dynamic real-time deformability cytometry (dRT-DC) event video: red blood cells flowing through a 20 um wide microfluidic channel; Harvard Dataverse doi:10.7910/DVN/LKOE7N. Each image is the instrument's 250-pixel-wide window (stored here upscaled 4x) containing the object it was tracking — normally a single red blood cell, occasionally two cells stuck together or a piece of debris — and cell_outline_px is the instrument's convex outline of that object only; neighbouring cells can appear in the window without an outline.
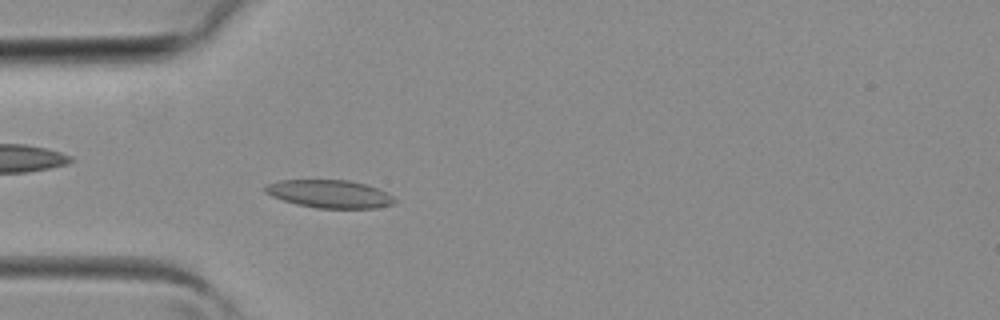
{"species": "common noctule bat (a hibernating species)", "species_latin": "Nyctalus noctula", "temperature_condition": "room temperature", "stored_images_in_passage": 2, "camera_frame_rate_fps": 3000, "um_per_image_px": 0.085, "animal": {"sex": "female", "body_mass_g": 19.3, "forearm_length_mm": 54.1}, "frame": {"image": 1, "passage_image": 2, "time_ms": 0.333, "image_size_px": [1000, 320], "cell_outline_px": [[396, 204], [376, 208], [316, 208], [296, 204], [272, 196], [264, 192], [264, 184], [280, 180], [348, 180], [364, 184], [388, 192], [396, 200]], "centroid_in_image_um": [28.01, 16.48], "position_along_channel_um": 57.0, "area_um2": 21.15}}